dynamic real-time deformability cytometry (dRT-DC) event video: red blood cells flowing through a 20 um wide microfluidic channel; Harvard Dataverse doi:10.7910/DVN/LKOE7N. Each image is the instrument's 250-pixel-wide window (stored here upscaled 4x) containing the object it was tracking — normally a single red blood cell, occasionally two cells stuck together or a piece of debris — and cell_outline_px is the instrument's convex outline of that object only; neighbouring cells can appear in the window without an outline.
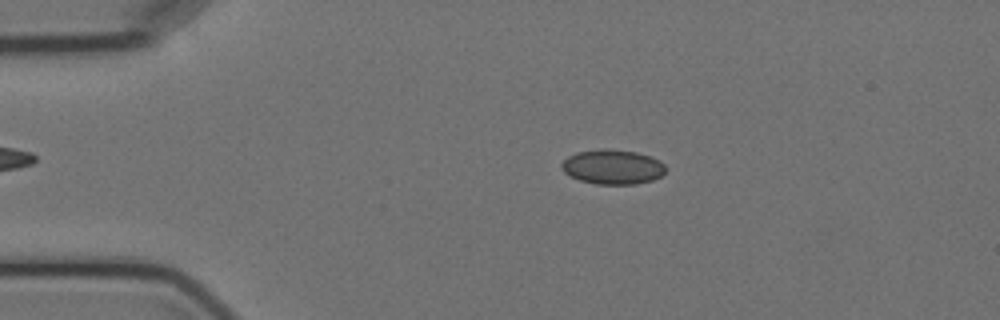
{"species": "Egyptian fruit bat (a non-hibernating species)", "species_latin": "Rousettus aegyptiacus", "temperature_condition": "cold", "stored_images_in_passage": 4, "camera_frame_rate_fps": 3000, "um_per_image_px": 0.085, "animal": {"sex": "female"}, "frame": {"image": 1, "passage_image": 3, "time_ms": 2.333, "image_size_px": [1000, 320], "cell_outline_px": [[664, 172], [660, 176], [652, 180], [636, 184], [596, 184], [580, 180], [564, 172], [560, 168], [560, 164], [568, 156], [576, 152], [600, 148], [608, 148], [636, 152], [652, 156], [660, 160], [664, 164]], "centroid_in_image_um": [52.06, 14.17], "position_along_channel_um": 32.9, "area_um2": 21.15}}